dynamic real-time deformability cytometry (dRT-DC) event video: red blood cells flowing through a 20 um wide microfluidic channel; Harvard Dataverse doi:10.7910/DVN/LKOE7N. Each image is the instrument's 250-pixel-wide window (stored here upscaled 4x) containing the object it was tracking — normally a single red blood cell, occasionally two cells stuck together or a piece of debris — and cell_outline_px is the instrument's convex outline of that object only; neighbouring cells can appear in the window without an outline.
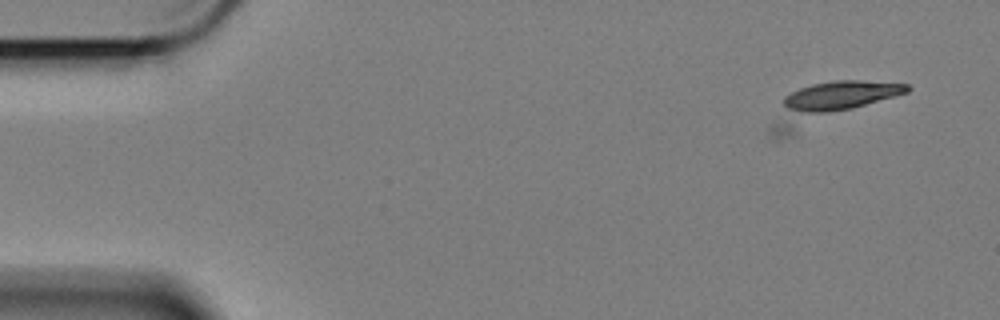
{"species": "Egyptian fruit bat (a non-hibernating species)", "species_latin": "Rousettus aegyptiacus", "temperature_condition": "cold", "stored_images_in_passage": 7, "camera_frame_rate_fps": 3000, "um_per_image_px": 0.085, "animal": {"sex": "female"}, "frame": {"image": 1, "passage_image": 7, "time_ms": 2.0, "image_size_px": [1000, 320], "cell_outline_px": [[912, 88], [908, 92], [776, 140], [772, 136], [768, 128], [784, 96], [800, 88], [812, 84], [832, 80], [860, 80], [908, 84]], "centroid_in_image_um": [70.46, 8.78], "position_along_channel_um": 14.5, "area_um2": 31.04}}